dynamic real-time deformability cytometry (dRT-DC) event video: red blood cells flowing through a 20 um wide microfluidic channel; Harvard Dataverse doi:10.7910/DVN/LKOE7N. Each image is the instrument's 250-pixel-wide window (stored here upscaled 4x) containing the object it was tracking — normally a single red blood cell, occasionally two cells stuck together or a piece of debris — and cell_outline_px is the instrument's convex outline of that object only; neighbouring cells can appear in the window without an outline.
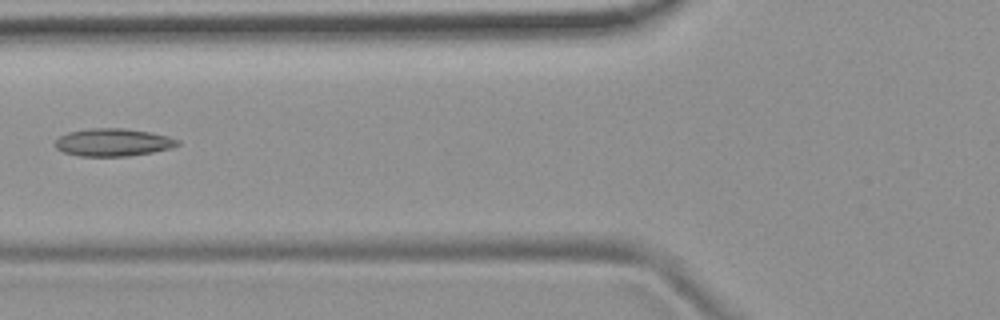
{"species": "common noctule bat (a hibernating species)", "species_latin": "Nyctalus noctula", "temperature_condition": "room temperature", "stored_images_in_passage": 4, "camera_frame_rate_fps": 3000, "um_per_image_px": 0.085, "animal": {"sex": "female", "body_mass_g": 19.9}, "frame": {"image": 1, "passage_image": 4, "time_ms": 3.667, "image_size_px": [1000, 320], "cell_outline_px": [[180, 144], [172, 148], [152, 152], [128, 156], [80, 156], [64, 152], [56, 148], [52, 144], [60, 136], [68, 132], [92, 128], [124, 128], [152, 132], [168, 136], [180, 140]], "centroid_in_image_um": [9.62, 12.09], "position_along_channel_um": 116.2, "area_um2": 19.88}}